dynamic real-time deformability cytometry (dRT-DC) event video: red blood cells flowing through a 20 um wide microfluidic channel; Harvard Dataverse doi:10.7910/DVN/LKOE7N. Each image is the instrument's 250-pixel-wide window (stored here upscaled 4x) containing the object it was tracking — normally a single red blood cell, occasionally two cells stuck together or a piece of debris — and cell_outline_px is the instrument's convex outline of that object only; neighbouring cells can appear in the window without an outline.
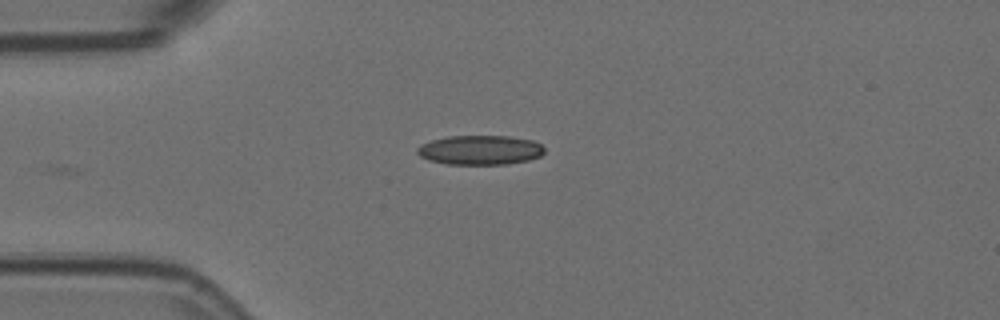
{"species": "Egyptian fruit bat (a non-hibernating species)", "species_latin": "Rousettus aegyptiacus", "temperature_condition": "room temperature", "stored_images_in_passage": 3, "camera_frame_rate_fps": 3000, "um_per_image_px": 0.085, "animal": {"sex": "female"}, "frame": {"image": 1, "passage_image": 1, "time_ms": 0.0, "image_size_px": [1000, 320], "cell_outline_px": [[544, 152], [540, 156], [528, 160], [508, 164], [448, 164], [428, 160], [420, 156], [416, 152], [416, 148], [420, 144], [432, 140], [448, 136], [508, 136], [532, 140], [540, 144], [544, 148]], "centroid_in_image_um": [40.78, 12.75], "position_along_channel_um": 44.2, "area_um2": 21.85}}
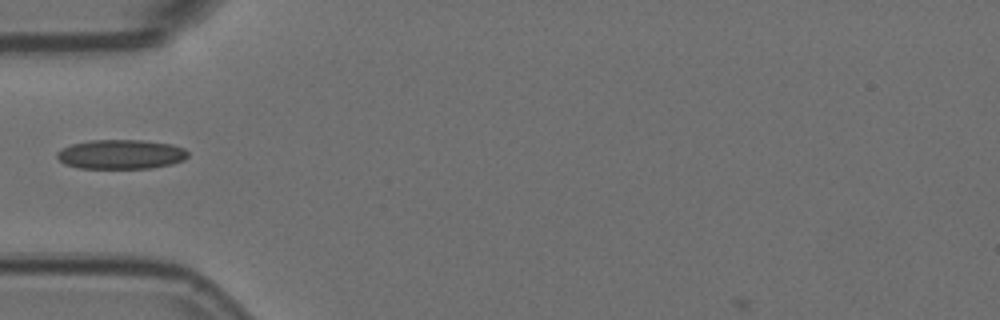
{"frame": {"image": 2, "passage_image": 2, "time_ms": 0.333, "image_size_px": [1000, 320], "cell_outline_px": [[188, 156], [184, 160], [172, 164], [152, 168], [80, 168], [64, 164], [56, 156], [56, 152], [72, 144], [88, 140], [140, 140], [172, 144], [184, 148], [188, 152]], "centroid_in_image_um": [10.29, 13.12], "position_along_channel_um": 74.7, "area_um2": 22.48}}
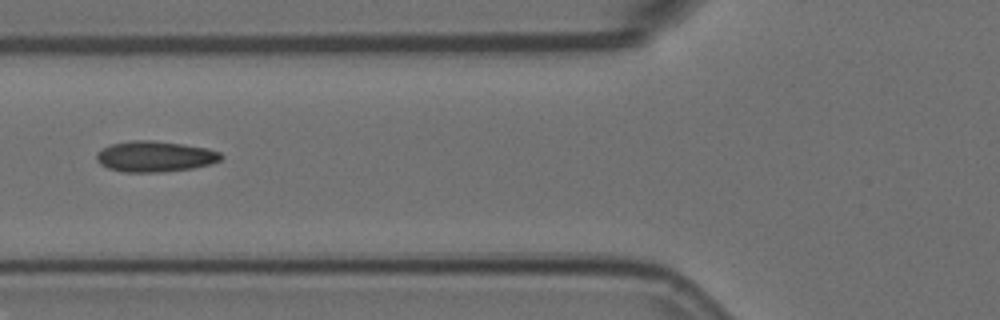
{"frame": {"image": 3, "passage_image": 3, "time_ms": 0.667, "image_size_px": [1000, 320], "cell_outline_px": [[224, 156], [220, 160], [208, 164], [192, 168], [164, 172], [124, 172], [108, 168], [100, 164], [96, 160], [96, 156], [104, 148], [112, 144], [132, 140], [152, 140], [208, 148], [220, 152]], "centroid_in_image_um": [13.18, 13.3], "position_along_channel_um": 112.6, "area_um2": 22.14}}